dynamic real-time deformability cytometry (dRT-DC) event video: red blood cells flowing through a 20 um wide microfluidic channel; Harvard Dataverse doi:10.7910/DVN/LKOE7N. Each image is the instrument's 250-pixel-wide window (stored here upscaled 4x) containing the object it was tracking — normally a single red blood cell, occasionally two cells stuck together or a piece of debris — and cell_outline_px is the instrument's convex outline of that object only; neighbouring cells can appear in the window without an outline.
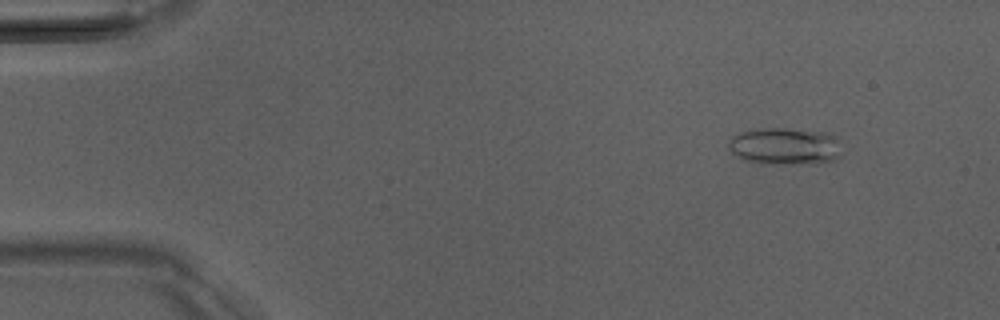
{"species": "Egyptian fruit bat (a non-hibernating species)", "species_latin": "Rousettus aegyptiacus", "temperature_condition": "room temperature", "stored_images_in_passage": 50, "camera_frame_rate_fps": 3000, "um_per_image_px": 0.085, "animal": {"sex": "male"}, "frame": {"image": 1, "passage_image": 5, "time_ms": 1.333, "image_size_px": [1000, 320], "cell_outline_px": [[836, 160], [788, 164], [768, 164], [748, 160], [736, 156], [728, 148], [728, 144], [732, 136], [740, 132], [756, 128], [784, 128], [824, 132], [832, 136], [836, 140]], "centroid_in_image_um": [66.59, 12.41], "position_along_channel_um": 18.4, "area_um2": 23.76}}
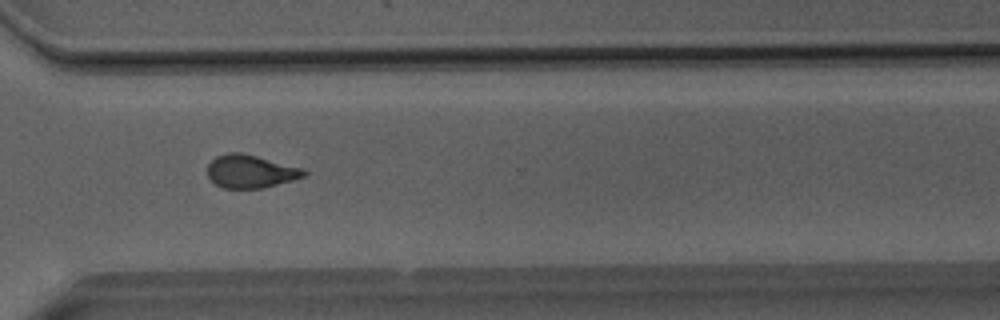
{"frame": {"image": 2, "passage_image": 37, "time_ms": 12.0, "image_size_px": [1000, 320], "cell_outline_px": [[308, 172], [304, 176], [292, 180], [260, 188], [224, 188], [216, 184], [208, 176], [208, 164], [216, 156], [228, 152], [240, 152], [304, 168]], "centroid_in_image_um": [21.29, 14.55], "position_along_channel_um": 349.3, "area_um2": 18.38}}
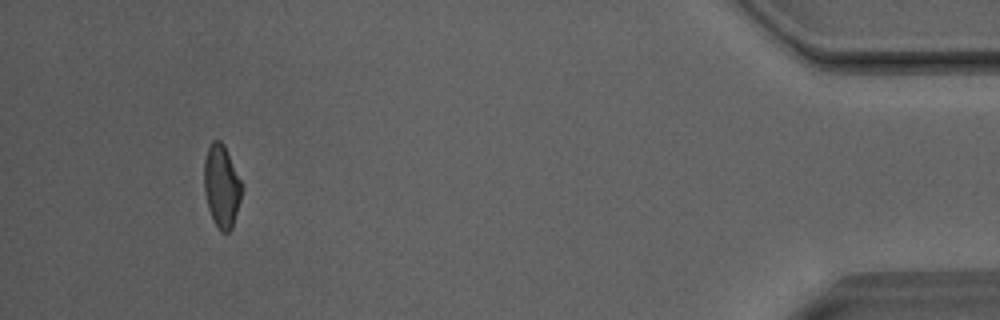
{"frame": {"image": 3, "passage_image": 47, "time_ms": 15.333, "image_size_px": [1000, 320], "cell_outline_px": [[244, 188], [232, 228], [228, 232], [220, 232], [212, 220], [208, 208], [204, 192], [204, 160], [208, 148], [212, 140], [220, 140], [224, 144], [244, 184]], "centroid_in_image_um": [18.85, 15.82], "position_along_channel_um": 416.3, "area_um2": 18.61}, "authors_computed_cell_mechanics": {"area_um2": 18.8139, "velocity_mm_per_s": 4.0692, "shape_relaxation_time_tau1_ms": 9.9022, "shape_relaxation_time_tau2_ms": 2.4308, "deformation_change_tau1": 0.2337, "deformation_change_tau2": 0.0845}}